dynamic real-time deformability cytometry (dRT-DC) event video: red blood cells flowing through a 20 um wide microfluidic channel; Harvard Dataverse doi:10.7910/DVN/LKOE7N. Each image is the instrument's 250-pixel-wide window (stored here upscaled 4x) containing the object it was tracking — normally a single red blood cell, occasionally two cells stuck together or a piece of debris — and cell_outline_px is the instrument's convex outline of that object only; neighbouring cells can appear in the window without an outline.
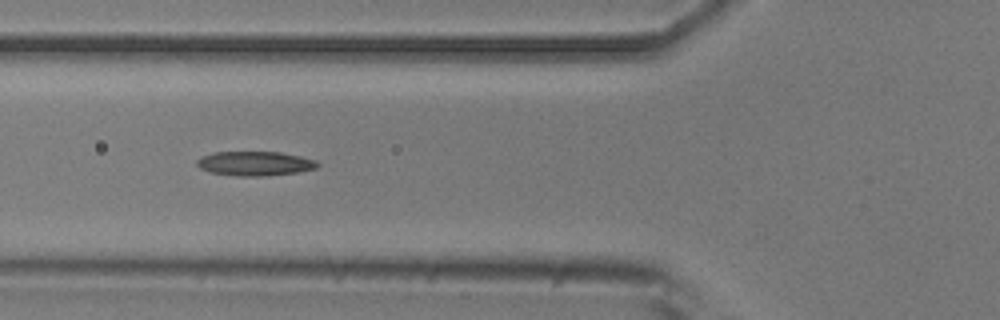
{"species": "common noctule bat (a hibernating species)", "species_latin": "Nyctalus noctula", "temperature_condition": "room temperature", "stored_images_in_passage": 11, "camera_frame_rate_fps": 3000, "um_per_image_px": 0.085, "animal": {"sex": "male", "body_mass_g": 20.5, "forearm_length_mm": 52.5}, "frame": {"image": 1, "passage_image": 2, "time_ms": 2.0, "image_size_px": [1000, 320], "cell_outline_px": [[320, 164], [316, 168], [296, 172], [264, 176], [236, 176], [212, 172], [200, 168], [196, 164], [196, 160], [200, 156], [212, 152], [280, 152], [300, 156], [316, 160]], "centroid_in_image_um": [21.64, 13.89], "position_along_channel_um": 104.2, "area_um2": 17.11}}
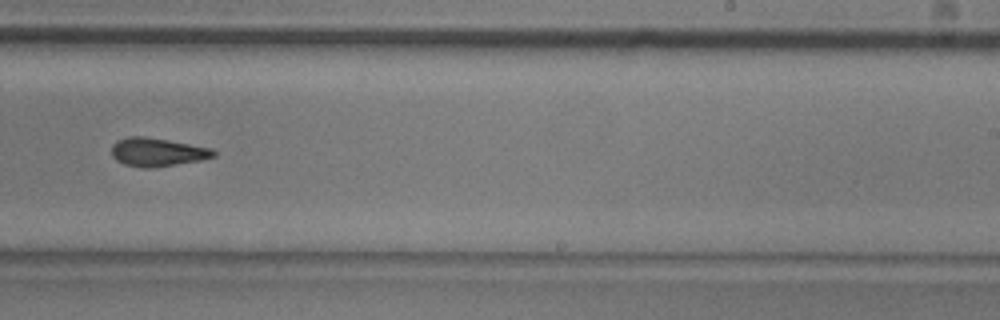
{"frame": {"image": 2, "passage_image": 6, "time_ms": 6.667, "image_size_px": [1000, 320], "cell_outline_px": [[216, 156], [200, 160], [152, 168], [144, 168], [124, 164], [116, 160], [112, 156], [112, 144], [116, 140], [128, 136], [144, 136], [168, 140], [212, 148], [216, 152]], "centroid_in_image_um": [13.35, 12.92], "position_along_channel_um": 275.7, "area_um2": 16.94}}
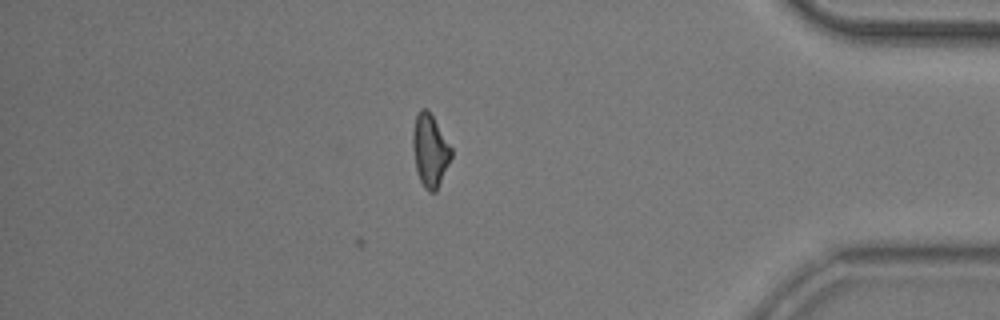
{"frame": {"image": 3, "passage_image": 10, "time_ms": 11.0, "image_size_px": [1000, 320], "cell_outline_px": [[452, 156], [436, 192], [428, 192], [424, 188], [420, 180], [416, 168], [412, 148], [412, 132], [416, 116], [420, 108], [428, 108], [452, 148]], "centroid_in_image_um": [36.54, 12.78], "position_along_channel_um": 398.7, "area_um2": 16.36}}